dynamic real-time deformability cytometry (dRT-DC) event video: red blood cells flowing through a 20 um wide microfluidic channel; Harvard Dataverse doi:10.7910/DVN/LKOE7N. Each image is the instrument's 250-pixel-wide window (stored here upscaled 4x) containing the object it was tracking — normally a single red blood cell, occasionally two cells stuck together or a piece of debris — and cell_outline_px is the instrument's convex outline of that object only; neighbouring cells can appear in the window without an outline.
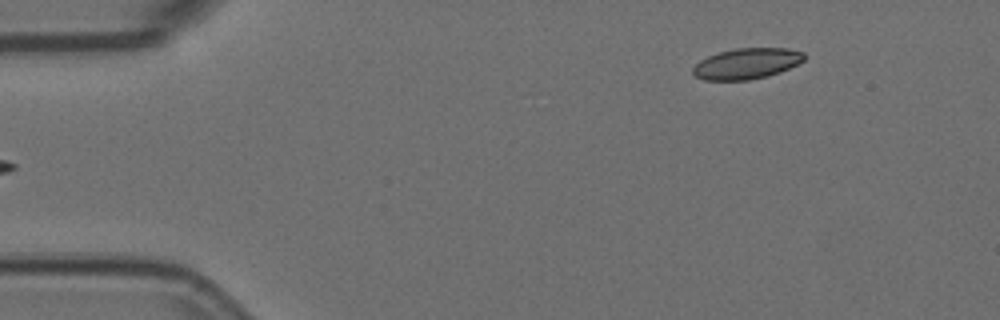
{"species": "Egyptian fruit bat (a non-hibernating species)", "species_latin": "Rousettus aegyptiacus", "temperature_condition": "room temperature", "stored_images_in_passage": 5, "camera_frame_rate_fps": 3000, "um_per_image_px": 0.085, "animal": {"sex": "female"}, "frame": {"image": 1, "passage_image": 5, "time_ms": 1.333, "image_size_px": [1000, 320], "cell_outline_px": [[804, 60], [780, 72], [768, 76], [748, 80], [704, 80], [696, 76], [692, 72], [692, 68], [700, 60], [708, 56], [720, 52], [736, 48], [788, 48], [804, 52]], "centroid_in_image_um": [63.46, 5.4], "position_along_channel_um": 21.5, "area_um2": 19.88}}